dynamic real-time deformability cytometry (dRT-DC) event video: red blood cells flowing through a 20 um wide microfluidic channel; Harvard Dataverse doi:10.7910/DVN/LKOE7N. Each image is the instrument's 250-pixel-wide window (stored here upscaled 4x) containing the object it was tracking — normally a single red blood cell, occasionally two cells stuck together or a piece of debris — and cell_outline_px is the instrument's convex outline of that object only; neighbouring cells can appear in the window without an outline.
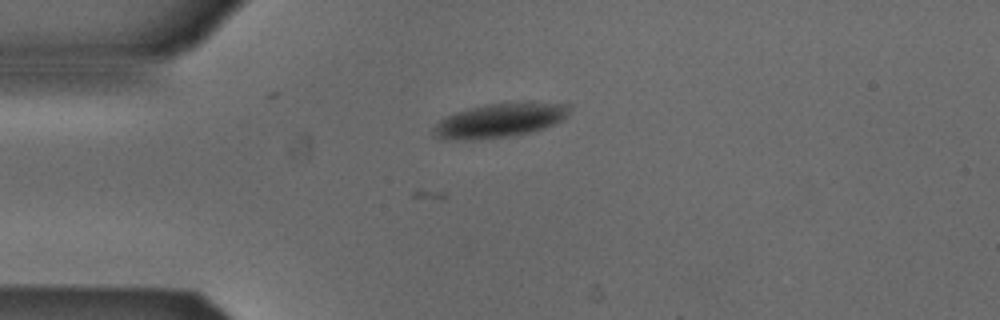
{"species": "Egyptian fruit bat (a non-hibernating species)", "species_latin": "Rousettus aegyptiacus", "temperature_condition": "cold", "stored_images_in_passage": 6, "camera_frame_rate_fps": 3000, "um_per_image_px": 0.085, "animal": {"sex": "male"}, "frame": {"image": 1, "passage_image": 4, "time_ms": 1.0, "image_size_px": [1000, 320], "cell_outline_px": [[568, 112], [564, 120], [556, 124], [544, 128], [528, 132], [508, 136], [472, 140], [440, 140], [432, 136], [432, 128], [444, 116], [456, 112], [488, 104], [524, 100], [528, 100], [568, 104]], "centroid_in_image_um": [42.46, 10.22], "position_along_channel_um": 42.5, "area_um2": 27.63}}